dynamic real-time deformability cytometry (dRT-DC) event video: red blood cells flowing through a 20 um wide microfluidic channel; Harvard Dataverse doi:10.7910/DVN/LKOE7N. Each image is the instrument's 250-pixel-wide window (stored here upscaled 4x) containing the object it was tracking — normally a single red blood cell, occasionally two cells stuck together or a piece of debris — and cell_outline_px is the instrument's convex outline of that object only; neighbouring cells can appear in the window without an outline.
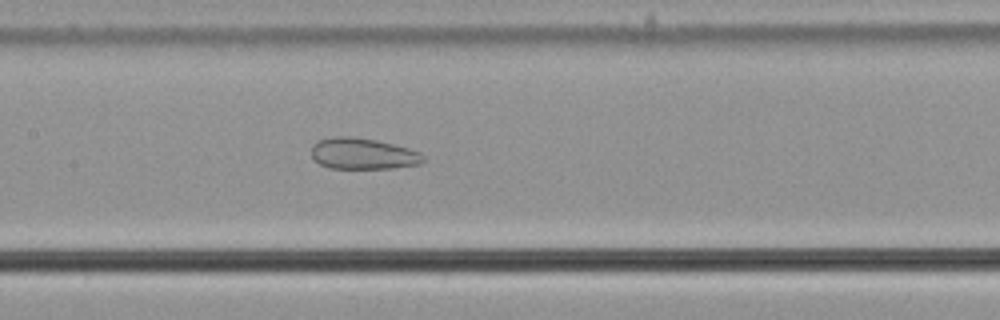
{"species": "common noctule bat (a hibernating species)", "species_latin": "Nyctalus noctula", "temperature_condition": "cold", "stored_images_in_passage": 57, "camera_frame_rate_fps": 3000, "um_per_image_px": 0.085, "animal": {"sex": "male", "body_mass_g": 21.5, "forearm_length_mm": 52.0}, "frame": {"image": 1, "passage_image": 28, "time_ms": 9.0, "image_size_px": [1000, 320], "cell_outline_px": [[424, 160], [420, 164], [392, 168], [328, 168], [312, 160], [312, 144], [320, 140], [332, 136], [352, 136], [376, 140], [408, 148], [420, 152], [424, 156]], "centroid_in_image_um": [30.82, 13.06], "position_along_channel_um": 176.6, "area_um2": 20.4}}
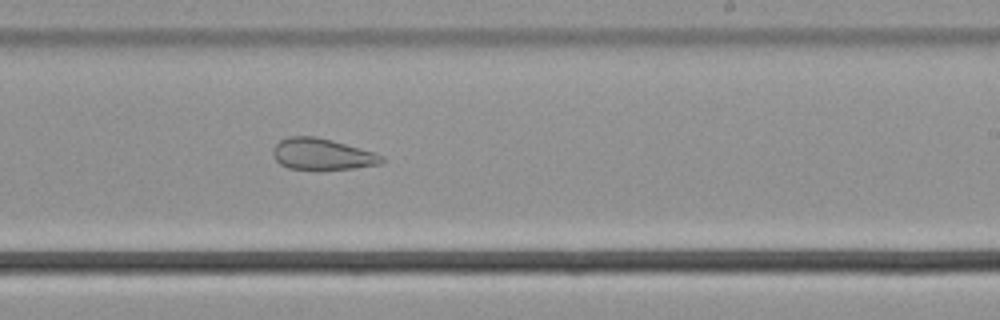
{"frame": {"image": 2, "passage_image": 35, "time_ms": 11.333, "image_size_px": [1000, 320], "cell_outline_px": [[384, 160], [380, 164], [352, 168], [320, 172], [316, 172], [288, 168], [280, 164], [272, 156], [272, 148], [280, 140], [288, 136], [316, 136], [332, 140], [376, 152], [384, 156]], "centroid_in_image_um": [27.36, 13.14], "position_along_channel_um": 261.6, "area_um2": 20.69}}
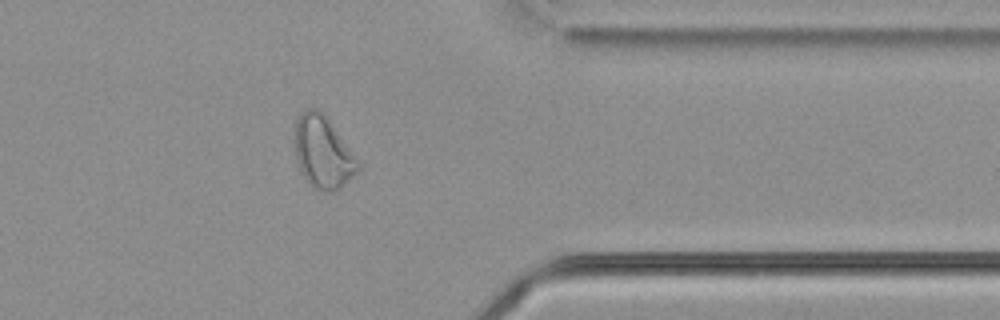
{"frame": {"image": 3, "passage_image": 46, "time_ms": 15.0, "image_size_px": [1000, 320], "cell_outline_px": [[360, 168], [336, 192], [324, 192], [308, 184], [296, 160], [292, 140], [292, 136], [296, 120], [300, 112], [308, 108], [316, 108], [324, 112], [360, 164]], "centroid_in_image_um": [27.39, 12.91], "position_along_channel_um": 384.0, "area_um2": 26.93}, "authors_computed_cell_mechanics": {"area_um2": 28.4376, "velocity_mm_per_s": 3.6518, "shape_relaxation_time_tau1_ms": null, "shape_relaxation_time_tau2_ms": 1.3848, "deformation_change_tau1": null, "deformation_change_tau2": 0.0889}}